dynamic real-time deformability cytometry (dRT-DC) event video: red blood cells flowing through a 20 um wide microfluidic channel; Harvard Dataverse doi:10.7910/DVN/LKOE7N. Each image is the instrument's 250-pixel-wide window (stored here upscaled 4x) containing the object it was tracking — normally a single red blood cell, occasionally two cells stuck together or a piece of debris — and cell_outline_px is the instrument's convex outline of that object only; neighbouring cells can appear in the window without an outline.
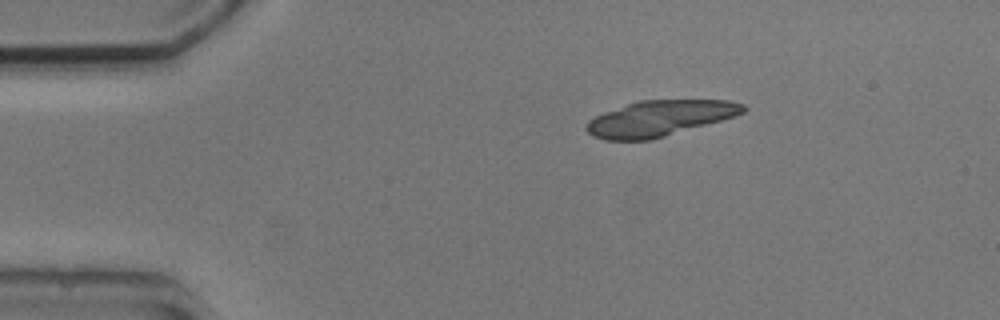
{"species": "common noctule bat (a hibernating species)", "species_latin": "Nyctalus noctula", "temperature_condition": "cold", "stored_images_in_passage": 2, "camera_frame_rate_fps": 3000, "um_per_image_px": 0.085, "animal": {"sex": "male", "body_mass_g": 20.5, "forearm_length_mm": 52.5}, "frame": {"image": 1, "passage_image": 1, "time_ms": 0.0, "image_size_px": [1000, 320], "cell_outline_px": [[748, 108], [744, 112], [736, 116], [652, 140], [604, 140], [592, 136], [584, 128], [588, 120], [604, 112], [640, 100], [728, 100], [744, 104]], "centroid_in_image_um": [56.08, 10.06], "position_along_channel_um": 28.9, "area_um2": 32.6}}